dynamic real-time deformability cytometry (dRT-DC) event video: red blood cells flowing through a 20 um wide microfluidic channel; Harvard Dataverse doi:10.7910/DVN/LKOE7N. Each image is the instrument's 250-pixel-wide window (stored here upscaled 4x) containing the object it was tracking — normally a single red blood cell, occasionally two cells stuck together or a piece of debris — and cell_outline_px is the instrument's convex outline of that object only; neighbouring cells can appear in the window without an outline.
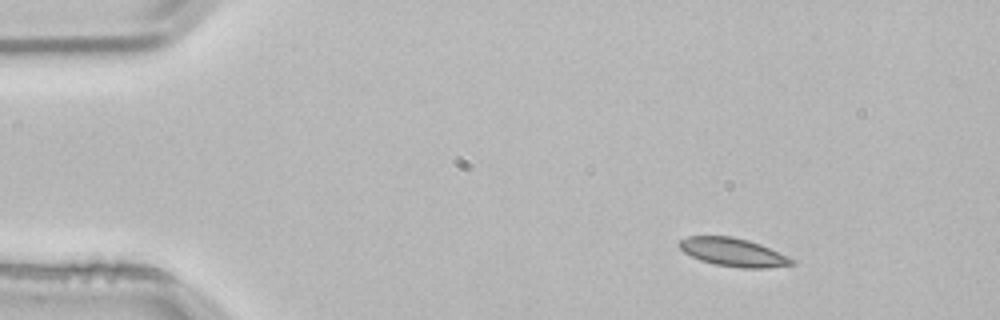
{"species": "common noctule bat (a hibernating species)", "species_latin": "Nyctalus noctula", "temperature_condition": "room temperature", "stored_images_in_passage": 2, "camera_frame_rate_fps": 3000, "um_per_image_px": 0.085, "animal": {"sex": "male", "body_mass_g": 21.5, "forearm_length_mm": 52.0}, "frame": {"image": 1, "passage_image": 1, "time_ms": 0.0, "image_size_px": [1000, 320], "cell_outline_px": [[796, 264], [768, 268], [740, 268], [716, 264], [700, 260], [684, 252], [676, 244], [680, 240], [688, 236], [732, 236], [748, 240], [760, 244], [796, 260]], "centroid_in_image_um": [62.33, 21.44], "position_along_channel_um": 22.7, "area_um2": 18.55}}